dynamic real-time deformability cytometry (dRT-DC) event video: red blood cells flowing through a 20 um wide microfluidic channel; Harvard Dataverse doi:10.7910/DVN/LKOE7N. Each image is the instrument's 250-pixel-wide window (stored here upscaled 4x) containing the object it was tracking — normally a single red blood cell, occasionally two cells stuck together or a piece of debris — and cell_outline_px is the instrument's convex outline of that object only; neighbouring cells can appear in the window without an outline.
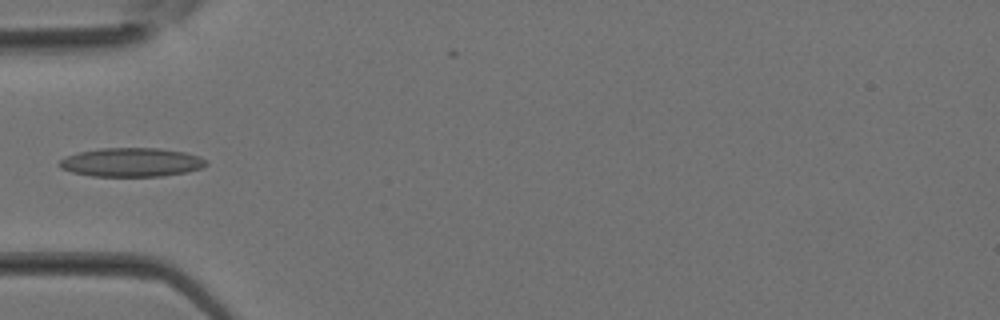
{"species": "Egyptian fruit bat (a non-hibernating species)", "species_latin": "Rousettus aegyptiacus", "temperature_condition": "room temperature", "stored_images_in_passage": 23, "camera_frame_rate_fps": 3000, "um_per_image_px": 0.085, "animal": {"sex": "female"}, "frame": {"image": 1, "passage_image": 1, "time_ms": 0.0, "image_size_px": [1000, 320], "cell_outline_px": [[208, 164], [200, 168], [188, 172], [160, 176], [92, 176], [72, 172], [60, 168], [56, 164], [60, 160], [68, 156], [80, 152], [100, 148], [160, 148], [184, 152], [200, 156], [208, 160]], "centroid_in_image_um": [11.19, 13.79], "position_along_channel_um": 73.8, "area_um2": 24.74}}
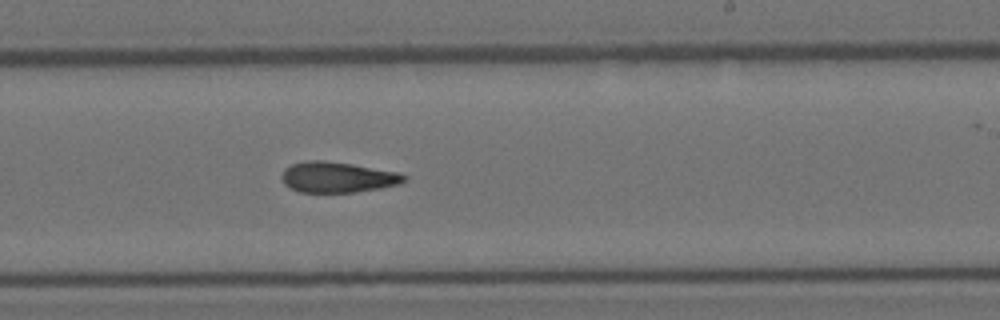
{"frame": {"image": 2, "passage_image": 10, "time_ms": 3.0, "image_size_px": [1000, 320], "cell_outline_px": [[408, 180], [400, 184], [380, 188], [356, 192], [300, 192], [284, 184], [280, 176], [284, 168], [292, 164], [304, 160], [324, 160], [352, 164], [400, 172], [408, 176]], "centroid_in_image_um": [28.71, 15.05], "position_along_channel_um": 260.3, "area_um2": 22.14}}
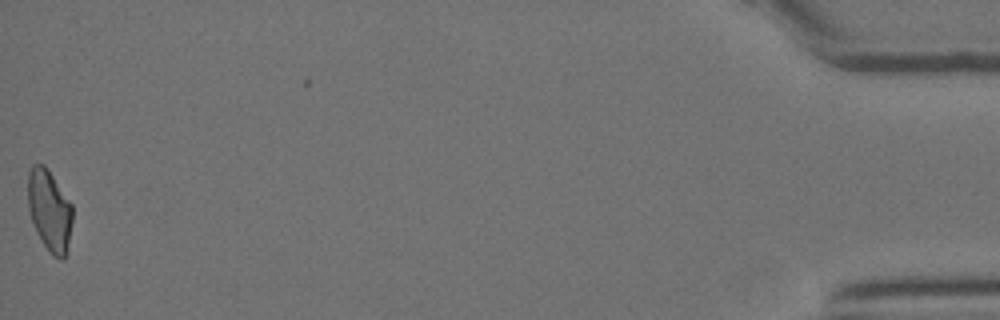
{"frame": {"image": 3, "passage_image": 23, "time_ms": 7.333, "image_size_px": [1000, 320], "cell_outline_px": [[72, 220], [64, 260], [60, 260], [52, 256], [48, 252], [36, 232], [28, 208], [28, 172], [32, 164], [44, 164], [72, 204]], "centroid_in_image_um": [4.19, 17.9], "position_along_channel_um": 431.0, "area_um2": 21.04}}